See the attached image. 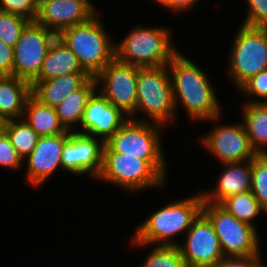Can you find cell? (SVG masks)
Returning <instances> with one entry per match:
<instances>
[{"mask_svg":"<svg viewBox=\"0 0 267 267\" xmlns=\"http://www.w3.org/2000/svg\"><path fill=\"white\" fill-rule=\"evenodd\" d=\"M171 79L175 110L180 105L194 121H218L221 104L208 75L180 51L167 65Z\"/></svg>","mask_w":267,"mask_h":267,"instance_id":"6da1fadb","label":"cell"},{"mask_svg":"<svg viewBox=\"0 0 267 267\" xmlns=\"http://www.w3.org/2000/svg\"><path fill=\"white\" fill-rule=\"evenodd\" d=\"M202 193L182 200L174 201L154 211L145 222L137 227L132 244L147 245H179L174 237L190 229L193 221L202 212ZM173 238V239H172Z\"/></svg>","mask_w":267,"mask_h":267,"instance_id":"7a4b0ae2","label":"cell"},{"mask_svg":"<svg viewBox=\"0 0 267 267\" xmlns=\"http://www.w3.org/2000/svg\"><path fill=\"white\" fill-rule=\"evenodd\" d=\"M99 13L87 22L65 28L57 35L73 51L90 77H96L115 58V42L105 31Z\"/></svg>","mask_w":267,"mask_h":267,"instance_id":"3957f363","label":"cell"},{"mask_svg":"<svg viewBox=\"0 0 267 267\" xmlns=\"http://www.w3.org/2000/svg\"><path fill=\"white\" fill-rule=\"evenodd\" d=\"M120 43L115 58L139 67L166 66L179 52L172 45L171 31L163 27L135 26Z\"/></svg>","mask_w":267,"mask_h":267,"instance_id":"277c9868","label":"cell"},{"mask_svg":"<svg viewBox=\"0 0 267 267\" xmlns=\"http://www.w3.org/2000/svg\"><path fill=\"white\" fill-rule=\"evenodd\" d=\"M160 124L128 119L107 141L103 153H122L147 160L167 181Z\"/></svg>","mask_w":267,"mask_h":267,"instance_id":"5b68a950","label":"cell"},{"mask_svg":"<svg viewBox=\"0 0 267 267\" xmlns=\"http://www.w3.org/2000/svg\"><path fill=\"white\" fill-rule=\"evenodd\" d=\"M138 112H144L147 119L150 118V120L137 118ZM175 112L171 79L167 65L140 67L137 78L136 110L129 118L164 126L175 122V118H177Z\"/></svg>","mask_w":267,"mask_h":267,"instance_id":"8992f818","label":"cell"},{"mask_svg":"<svg viewBox=\"0 0 267 267\" xmlns=\"http://www.w3.org/2000/svg\"><path fill=\"white\" fill-rule=\"evenodd\" d=\"M230 49L228 74L237 90L267 69V28L241 25Z\"/></svg>","mask_w":267,"mask_h":267,"instance_id":"52a82bcc","label":"cell"},{"mask_svg":"<svg viewBox=\"0 0 267 267\" xmlns=\"http://www.w3.org/2000/svg\"><path fill=\"white\" fill-rule=\"evenodd\" d=\"M202 213L212 223L225 257H247L261 252L257 228L238 220L219 204L203 202Z\"/></svg>","mask_w":267,"mask_h":267,"instance_id":"ba28073f","label":"cell"},{"mask_svg":"<svg viewBox=\"0 0 267 267\" xmlns=\"http://www.w3.org/2000/svg\"><path fill=\"white\" fill-rule=\"evenodd\" d=\"M97 179L130 192L162 188L166 183V179L147 160L122 153H103V166Z\"/></svg>","mask_w":267,"mask_h":267,"instance_id":"9c48e42d","label":"cell"},{"mask_svg":"<svg viewBox=\"0 0 267 267\" xmlns=\"http://www.w3.org/2000/svg\"><path fill=\"white\" fill-rule=\"evenodd\" d=\"M57 34L52 30L29 22L13 47V76L32 83L40 73L44 58Z\"/></svg>","mask_w":267,"mask_h":267,"instance_id":"30bf717a","label":"cell"},{"mask_svg":"<svg viewBox=\"0 0 267 267\" xmlns=\"http://www.w3.org/2000/svg\"><path fill=\"white\" fill-rule=\"evenodd\" d=\"M139 68L114 58L95 77L97 90L111 105L121 109L129 117L136 110Z\"/></svg>","mask_w":267,"mask_h":267,"instance_id":"8fae6325","label":"cell"},{"mask_svg":"<svg viewBox=\"0 0 267 267\" xmlns=\"http://www.w3.org/2000/svg\"><path fill=\"white\" fill-rule=\"evenodd\" d=\"M178 246L186 267H214L225 257L212 223L202 212Z\"/></svg>","mask_w":267,"mask_h":267,"instance_id":"7c38bea8","label":"cell"},{"mask_svg":"<svg viewBox=\"0 0 267 267\" xmlns=\"http://www.w3.org/2000/svg\"><path fill=\"white\" fill-rule=\"evenodd\" d=\"M201 144L219 163H233L253 160L258 154L252 148L246 129L240 124L216 125L201 138Z\"/></svg>","mask_w":267,"mask_h":267,"instance_id":"4fadbf2b","label":"cell"},{"mask_svg":"<svg viewBox=\"0 0 267 267\" xmlns=\"http://www.w3.org/2000/svg\"><path fill=\"white\" fill-rule=\"evenodd\" d=\"M104 145L102 139L70 132L62 151V170L74 175L90 173L91 177L97 178L103 166Z\"/></svg>","mask_w":267,"mask_h":267,"instance_id":"5bb4252c","label":"cell"},{"mask_svg":"<svg viewBox=\"0 0 267 267\" xmlns=\"http://www.w3.org/2000/svg\"><path fill=\"white\" fill-rule=\"evenodd\" d=\"M70 137V131L39 138L27 159V182L33 187H41L57 169L62 168V151Z\"/></svg>","mask_w":267,"mask_h":267,"instance_id":"9a60e30c","label":"cell"},{"mask_svg":"<svg viewBox=\"0 0 267 267\" xmlns=\"http://www.w3.org/2000/svg\"><path fill=\"white\" fill-rule=\"evenodd\" d=\"M121 109L111 105L97 90L89 98L80 127L75 131L107 141L127 120Z\"/></svg>","mask_w":267,"mask_h":267,"instance_id":"2e32d148","label":"cell"},{"mask_svg":"<svg viewBox=\"0 0 267 267\" xmlns=\"http://www.w3.org/2000/svg\"><path fill=\"white\" fill-rule=\"evenodd\" d=\"M92 4L90 0H53L38 10L35 22L58 35L91 19L98 12Z\"/></svg>","mask_w":267,"mask_h":267,"instance_id":"e0dca14e","label":"cell"},{"mask_svg":"<svg viewBox=\"0 0 267 267\" xmlns=\"http://www.w3.org/2000/svg\"><path fill=\"white\" fill-rule=\"evenodd\" d=\"M222 165L225 170L218 177L216 188L202 192L204 202L219 204L226 197L251 191L252 160Z\"/></svg>","mask_w":267,"mask_h":267,"instance_id":"ac0fdd59","label":"cell"},{"mask_svg":"<svg viewBox=\"0 0 267 267\" xmlns=\"http://www.w3.org/2000/svg\"><path fill=\"white\" fill-rule=\"evenodd\" d=\"M90 76L87 73H71L46 81H33L32 95L42 104L56 107L71 92L79 89Z\"/></svg>","mask_w":267,"mask_h":267,"instance_id":"d6986e66","label":"cell"},{"mask_svg":"<svg viewBox=\"0 0 267 267\" xmlns=\"http://www.w3.org/2000/svg\"><path fill=\"white\" fill-rule=\"evenodd\" d=\"M32 95L29 81L16 76H0V115L7 120L21 119Z\"/></svg>","mask_w":267,"mask_h":267,"instance_id":"ffe728a7","label":"cell"},{"mask_svg":"<svg viewBox=\"0 0 267 267\" xmlns=\"http://www.w3.org/2000/svg\"><path fill=\"white\" fill-rule=\"evenodd\" d=\"M71 73H86L73 51L58 37L44 58L39 76L34 81H46Z\"/></svg>","mask_w":267,"mask_h":267,"instance_id":"44dd1931","label":"cell"},{"mask_svg":"<svg viewBox=\"0 0 267 267\" xmlns=\"http://www.w3.org/2000/svg\"><path fill=\"white\" fill-rule=\"evenodd\" d=\"M97 90L95 77H90L79 89L71 92L55 108L61 125L73 132V124H81L82 116L89 98Z\"/></svg>","mask_w":267,"mask_h":267,"instance_id":"7402d4cb","label":"cell"},{"mask_svg":"<svg viewBox=\"0 0 267 267\" xmlns=\"http://www.w3.org/2000/svg\"><path fill=\"white\" fill-rule=\"evenodd\" d=\"M22 118L40 137L66 131L58 119L55 108L42 104L33 95L27 99Z\"/></svg>","mask_w":267,"mask_h":267,"instance_id":"603a6c76","label":"cell"},{"mask_svg":"<svg viewBox=\"0 0 267 267\" xmlns=\"http://www.w3.org/2000/svg\"><path fill=\"white\" fill-rule=\"evenodd\" d=\"M241 110L252 148L257 154H267V103L245 102Z\"/></svg>","mask_w":267,"mask_h":267,"instance_id":"cb8c5ba5","label":"cell"},{"mask_svg":"<svg viewBox=\"0 0 267 267\" xmlns=\"http://www.w3.org/2000/svg\"><path fill=\"white\" fill-rule=\"evenodd\" d=\"M219 205L238 220L248 223L255 228L253 219L261 212L266 213L252 191L226 197Z\"/></svg>","mask_w":267,"mask_h":267,"instance_id":"d4e9b609","label":"cell"},{"mask_svg":"<svg viewBox=\"0 0 267 267\" xmlns=\"http://www.w3.org/2000/svg\"><path fill=\"white\" fill-rule=\"evenodd\" d=\"M5 132L23 160L32 153L40 138L23 118L8 120Z\"/></svg>","mask_w":267,"mask_h":267,"instance_id":"484cf974","label":"cell"},{"mask_svg":"<svg viewBox=\"0 0 267 267\" xmlns=\"http://www.w3.org/2000/svg\"><path fill=\"white\" fill-rule=\"evenodd\" d=\"M140 267H186V265L178 245H154Z\"/></svg>","mask_w":267,"mask_h":267,"instance_id":"4316f807","label":"cell"},{"mask_svg":"<svg viewBox=\"0 0 267 267\" xmlns=\"http://www.w3.org/2000/svg\"><path fill=\"white\" fill-rule=\"evenodd\" d=\"M251 191L267 214V154L252 160Z\"/></svg>","mask_w":267,"mask_h":267,"instance_id":"83f0119b","label":"cell"},{"mask_svg":"<svg viewBox=\"0 0 267 267\" xmlns=\"http://www.w3.org/2000/svg\"><path fill=\"white\" fill-rule=\"evenodd\" d=\"M29 22L24 17L0 10V39L5 44L14 47L22 30Z\"/></svg>","mask_w":267,"mask_h":267,"instance_id":"f1b7e54d","label":"cell"},{"mask_svg":"<svg viewBox=\"0 0 267 267\" xmlns=\"http://www.w3.org/2000/svg\"><path fill=\"white\" fill-rule=\"evenodd\" d=\"M238 90L249 98L246 102L267 103V69L252 76Z\"/></svg>","mask_w":267,"mask_h":267,"instance_id":"f546056e","label":"cell"},{"mask_svg":"<svg viewBox=\"0 0 267 267\" xmlns=\"http://www.w3.org/2000/svg\"><path fill=\"white\" fill-rule=\"evenodd\" d=\"M247 17L242 25L267 28V0H246Z\"/></svg>","mask_w":267,"mask_h":267,"instance_id":"4dcf8cb0","label":"cell"},{"mask_svg":"<svg viewBox=\"0 0 267 267\" xmlns=\"http://www.w3.org/2000/svg\"><path fill=\"white\" fill-rule=\"evenodd\" d=\"M6 132L0 135V166L10 169H18L23 163Z\"/></svg>","mask_w":267,"mask_h":267,"instance_id":"1f68e13d","label":"cell"},{"mask_svg":"<svg viewBox=\"0 0 267 267\" xmlns=\"http://www.w3.org/2000/svg\"><path fill=\"white\" fill-rule=\"evenodd\" d=\"M0 10L35 21L38 11L32 0H0Z\"/></svg>","mask_w":267,"mask_h":267,"instance_id":"d6a6232c","label":"cell"},{"mask_svg":"<svg viewBox=\"0 0 267 267\" xmlns=\"http://www.w3.org/2000/svg\"><path fill=\"white\" fill-rule=\"evenodd\" d=\"M261 259L260 253L247 257H224L214 267H265Z\"/></svg>","mask_w":267,"mask_h":267,"instance_id":"836d02e7","label":"cell"},{"mask_svg":"<svg viewBox=\"0 0 267 267\" xmlns=\"http://www.w3.org/2000/svg\"><path fill=\"white\" fill-rule=\"evenodd\" d=\"M13 47L0 39V76H13Z\"/></svg>","mask_w":267,"mask_h":267,"instance_id":"e575fe53","label":"cell"},{"mask_svg":"<svg viewBox=\"0 0 267 267\" xmlns=\"http://www.w3.org/2000/svg\"><path fill=\"white\" fill-rule=\"evenodd\" d=\"M199 0H169L168 4L165 6L166 9L172 10V12L187 11L193 9L194 5L197 4Z\"/></svg>","mask_w":267,"mask_h":267,"instance_id":"d590c367","label":"cell"},{"mask_svg":"<svg viewBox=\"0 0 267 267\" xmlns=\"http://www.w3.org/2000/svg\"><path fill=\"white\" fill-rule=\"evenodd\" d=\"M34 8L38 11L41 7H43L46 3L51 2L53 0H32Z\"/></svg>","mask_w":267,"mask_h":267,"instance_id":"8d00e7d4","label":"cell"},{"mask_svg":"<svg viewBox=\"0 0 267 267\" xmlns=\"http://www.w3.org/2000/svg\"><path fill=\"white\" fill-rule=\"evenodd\" d=\"M7 121L4 116L0 115V135L5 132Z\"/></svg>","mask_w":267,"mask_h":267,"instance_id":"74e56055","label":"cell"},{"mask_svg":"<svg viewBox=\"0 0 267 267\" xmlns=\"http://www.w3.org/2000/svg\"><path fill=\"white\" fill-rule=\"evenodd\" d=\"M153 1H155L156 3H158V5H161L164 8L169 2V0H153Z\"/></svg>","mask_w":267,"mask_h":267,"instance_id":"f35d334b","label":"cell"}]
</instances>
